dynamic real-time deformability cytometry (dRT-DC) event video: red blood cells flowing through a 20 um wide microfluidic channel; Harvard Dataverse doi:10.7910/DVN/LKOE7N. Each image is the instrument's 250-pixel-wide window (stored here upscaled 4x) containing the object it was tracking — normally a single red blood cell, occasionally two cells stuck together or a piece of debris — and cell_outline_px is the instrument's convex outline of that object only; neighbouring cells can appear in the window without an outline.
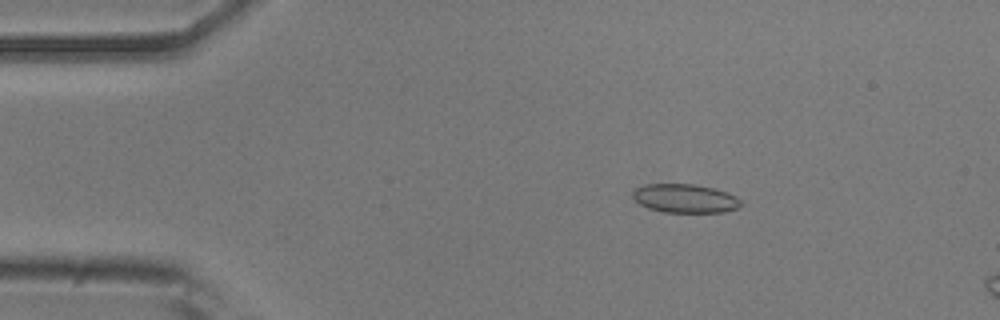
{"species": "common noctule bat (a hibernating species)", "species_latin": "Nyctalus noctula", "temperature_condition": "room temperature", "stored_images_in_passage": 15, "camera_frame_rate_fps": 3000, "um_per_image_px": 0.085, "animal": {"sex": "male", "body_mass_g": 20.5, "forearm_length_mm": 52.5}, "frame": {"image": 1, "passage_image": 9, "time_ms": 2.667, "image_size_px": [1000, 320], "cell_outline_px": [[744, 204], [736, 208], [724, 212], [664, 212], [648, 208], [640, 204], [632, 196], [632, 192], [636, 188], [644, 184], [696, 184], [716, 188], [728, 192], [736, 196]], "centroid_in_image_um": [58.25, 16.85], "position_along_channel_um": 26.7, "area_um2": 18.26}}